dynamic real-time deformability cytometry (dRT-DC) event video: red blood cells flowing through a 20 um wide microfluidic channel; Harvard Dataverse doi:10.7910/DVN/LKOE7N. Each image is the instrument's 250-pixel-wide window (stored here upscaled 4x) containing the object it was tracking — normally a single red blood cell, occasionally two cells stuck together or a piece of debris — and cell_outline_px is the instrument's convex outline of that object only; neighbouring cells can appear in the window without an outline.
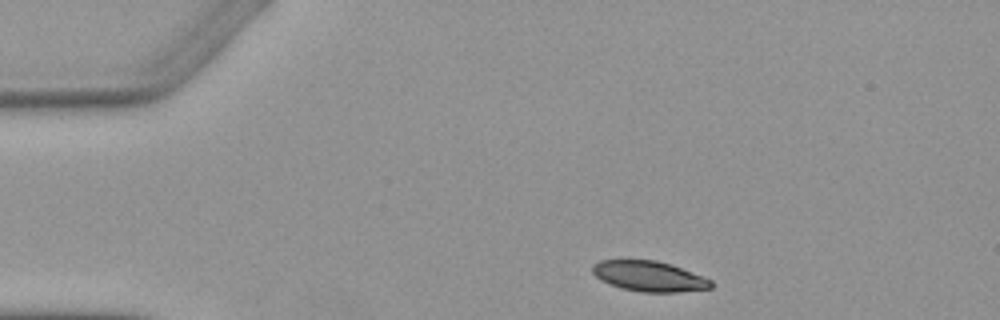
{"species": "Egyptian fruit bat (a non-hibernating species)", "species_latin": "Rousettus aegyptiacus", "temperature_condition": "warm", "stored_images_in_passage": 3, "camera_frame_rate_fps": 3000, "um_per_image_px": 0.085, "animal": {"sex": "female"}, "frame": {"image": 1, "passage_image": 1, "time_ms": 0.0, "image_size_px": [1000, 320], "cell_outline_px": [[712, 288], [676, 292], [640, 292], [620, 288], [608, 284], [600, 280], [592, 272], [592, 264], [600, 260], [656, 260], [672, 264], [712, 280]], "centroid_in_image_um": [55.14, 23.48], "position_along_channel_um": 29.9, "area_um2": 21.1}}
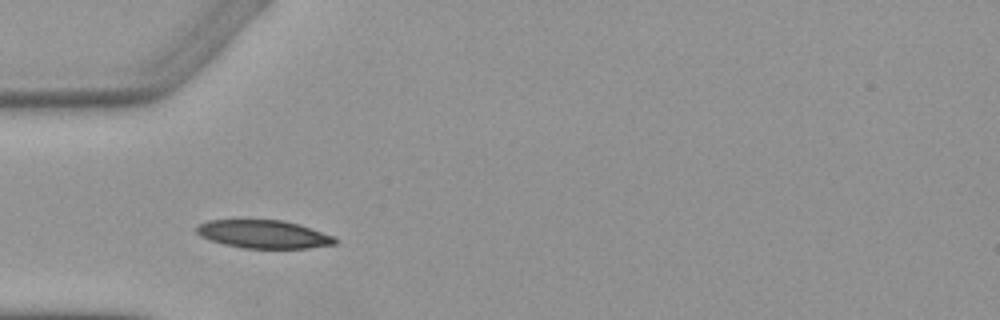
{"frame": {"image": 2, "passage_image": 3, "time_ms": 2.333, "image_size_px": [1000, 320], "cell_outline_px": [[336, 244], [308, 248], [240, 248], [224, 244], [200, 236], [196, 232], [196, 228], [200, 224], [208, 220], [284, 220], [300, 224], [336, 236]], "centroid_in_image_um": [22.45, 19.9], "position_along_channel_um": 62.6, "area_um2": 22.77}}